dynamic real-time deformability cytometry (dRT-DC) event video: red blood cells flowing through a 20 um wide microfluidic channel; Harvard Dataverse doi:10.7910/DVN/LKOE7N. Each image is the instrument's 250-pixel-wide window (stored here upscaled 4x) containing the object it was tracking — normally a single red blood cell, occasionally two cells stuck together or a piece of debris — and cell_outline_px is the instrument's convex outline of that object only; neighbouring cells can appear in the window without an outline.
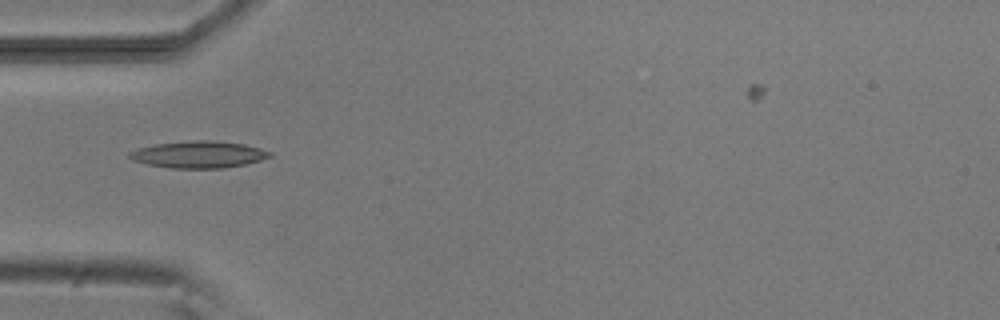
{"species": "common noctule bat (a hibernating species)", "species_latin": "Nyctalus noctula", "temperature_condition": "room temperature", "stored_images_in_passage": 7, "camera_frame_rate_fps": 3000, "um_per_image_px": 0.085, "animal": {"sex": "male", "body_mass_g": 20.5, "forearm_length_mm": 52.5}, "frame": {"image": 1, "passage_image": 4, "time_ms": 3.667, "image_size_px": [1000, 320], "cell_outline_px": [[272, 156], [260, 160], [244, 164], [224, 168], [168, 168], [148, 164], [132, 160], [128, 156], [128, 152], [136, 148], [156, 144], [192, 140], [212, 140], [244, 144], [260, 148], [272, 152]], "centroid_in_image_um": [16.86, 13.13], "position_along_channel_um": 68.1, "area_um2": 22.02}}
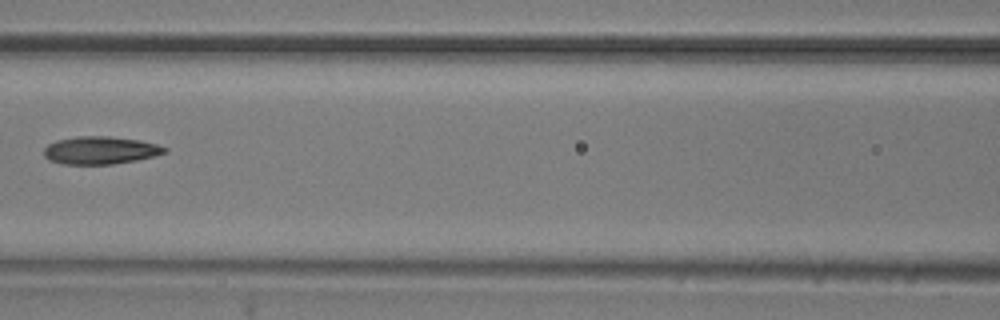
{"frame": {"image": 2, "passage_image": 6, "time_ms": 6.0, "image_size_px": [1000, 320], "cell_outline_px": [[168, 152], [136, 160], [112, 164], [64, 164], [48, 160], [44, 156], [44, 148], [48, 144], [56, 140], [76, 136], [108, 136], [140, 140], [156, 144], [168, 148]], "centroid_in_image_um": [8.51, 12.77], "position_along_channel_um": 158.1, "area_um2": 19.54}}
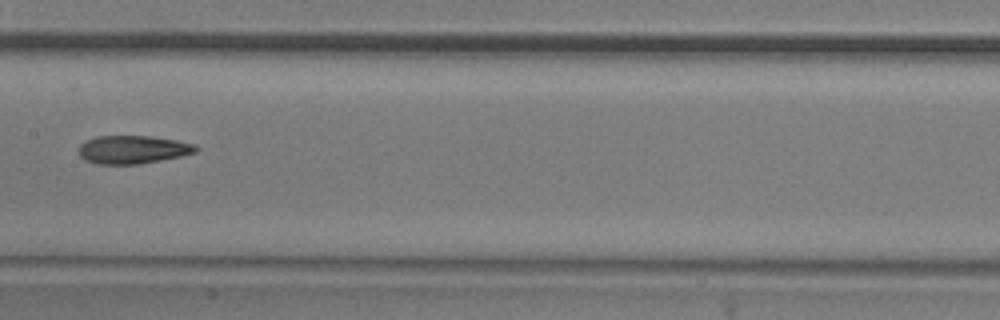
{"frame": {"image": 3, "passage_image": 7, "time_ms": 7.0, "image_size_px": [1000, 320], "cell_outline_px": [[200, 148], [196, 152], [180, 156], [140, 164], [96, 164], [84, 160], [80, 156], [80, 144], [96, 136], [152, 136], [176, 140], [196, 144]], "centroid_in_image_um": [11.31, 12.71], "position_along_channel_um": 196.1, "area_um2": 19.25}}